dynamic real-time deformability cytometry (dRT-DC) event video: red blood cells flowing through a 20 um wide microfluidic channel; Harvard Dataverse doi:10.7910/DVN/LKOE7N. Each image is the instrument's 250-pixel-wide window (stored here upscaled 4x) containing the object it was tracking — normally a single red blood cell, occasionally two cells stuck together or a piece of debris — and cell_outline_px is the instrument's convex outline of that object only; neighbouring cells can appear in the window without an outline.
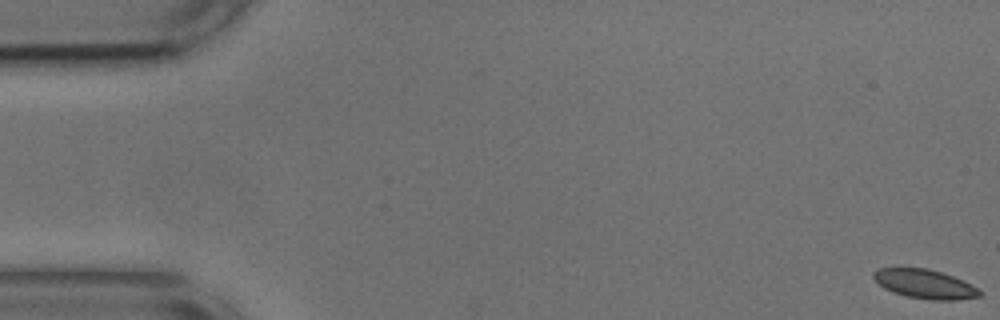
{"species": "common noctule bat (a hibernating species)", "species_latin": "Nyctalus noctula", "temperature_condition": "cold", "stored_images_in_passage": 55, "camera_frame_rate_fps": 3000, "um_per_image_px": 0.085, "animal": {"sex": "male", "body_mass_g": 17.9, "forearm_length_mm": 54.2}, "frame": {"image": 1, "passage_image": 1, "time_ms": 0.0, "image_size_px": [1000, 320], "cell_outline_px": [[980, 296], [956, 300], [932, 300], [908, 296], [884, 288], [872, 276], [872, 272], [880, 268], [928, 268], [952, 276], [972, 284], [980, 292]], "centroid_in_image_um": [78.61, 24.13], "position_along_channel_um": 6.4, "area_um2": 17.63}}
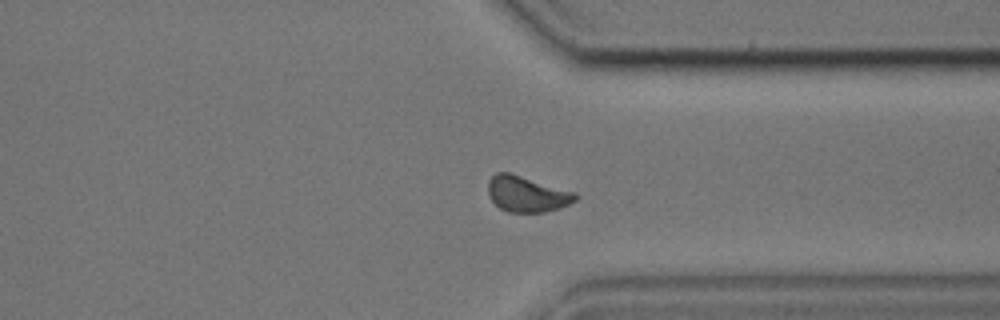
{"frame": {"image": 2, "passage_image": 42, "time_ms": 13.667, "image_size_px": [1000, 320], "cell_outline_px": [[580, 196], [576, 200], [568, 204], [544, 212], [508, 212], [500, 208], [492, 200], [488, 192], [488, 180], [496, 172], [508, 172], [576, 192]], "centroid_in_image_um": [44.78, 16.48], "position_along_channel_um": 366.6, "area_um2": 18.09}}
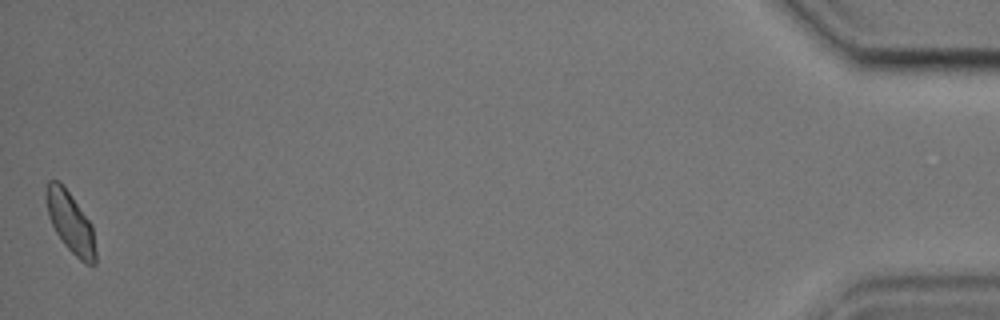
{"frame": {"image": 3, "passage_image": 55, "time_ms": 18.0, "image_size_px": [1000, 320], "cell_outline_px": [[96, 264], [84, 264], [64, 244], [56, 232], [48, 216], [44, 196], [44, 192], [48, 180], [60, 180], [92, 224], [96, 252]], "centroid_in_image_um": [5.97, 18.87], "position_along_channel_um": 429.2, "area_um2": 17.69}, "authors_computed_cell_mechanics": {"area_um2": 18.0914, "velocity_mm_per_s": 3.6309, "shape_relaxation_time_tau1_ms": 5.8244, "shape_relaxation_time_tau2_ms": 1.4901, "deformation_change_tau1": 0.0789, "deformation_change_tau2": 0.0573}}